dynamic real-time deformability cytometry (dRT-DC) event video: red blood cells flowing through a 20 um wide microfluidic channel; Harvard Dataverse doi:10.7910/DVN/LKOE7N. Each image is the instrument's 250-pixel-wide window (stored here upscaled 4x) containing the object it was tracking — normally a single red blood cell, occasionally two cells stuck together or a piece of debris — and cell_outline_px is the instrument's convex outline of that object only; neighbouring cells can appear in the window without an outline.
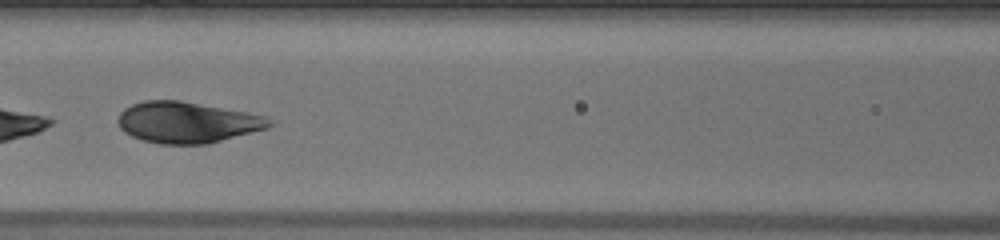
{"species": "human", "species_latin": "Homo sapiens", "temperature_condition": "warm", "stored_images_in_passage": 50, "segment_of_instrument_passage": [2, 2], "camera_frame_rate_fps": 3000, "um_per_image_px": 0.085, "donor": {"sex": "male"}, "frame": {"image": 1, "passage_image": 23, "time_ms": 7.333, "image_size_px": [1000, 240], "cell_outline_px": [[276, 124], [268, 128], [208, 144], [160, 144], [144, 140], [132, 136], [124, 132], [120, 128], [116, 120], [120, 112], [124, 108], [132, 104], [144, 100], [180, 100], [248, 112], [264, 116], [272, 120]], "centroid_in_image_um": [15.91, 10.39], "position_along_channel_um": 150.7, "area_um2": 36.53}}
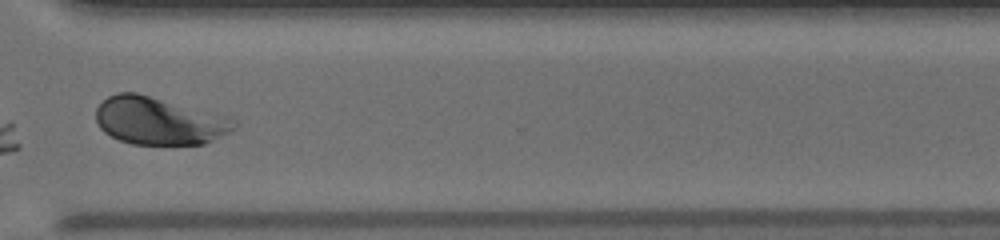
{"frame": {"image": 2, "passage_image": 39, "time_ms": 12.667, "image_size_px": [1000, 240], "cell_outline_px": [[236, 128], [204, 144], [132, 144], [120, 140], [104, 132], [100, 128], [96, 120], [96, 108], [108, 96], [116, 92], [136, 92], [228, 116], [236, 120]], "centroid_in_image_um": [13.5, 10.26], "position_along_channel_um": 357.1, "area_um2": 38.21}}